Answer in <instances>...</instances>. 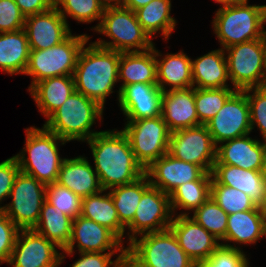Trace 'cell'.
<instances>
[{
    "instance_id": "cell-1",
    "label": "cell",
    "mask_w": 266,
    "mask_h": 267,
    "mask_svg": "<svg viewBox=\"0 0 266 267\" xmlns=\"http://www.w3.org/2000/svg\"><path fill=\"white\" fill-rule=\"evenodd\" d=\"M86 142L92 151L95 171L103 190L130 184L145 174L122 130L100 131Z\"/></svg>"
},
{
    "instance_id": "cell-2",
    "label": "cell",
    "mask_w": 266,
    "mask_h": 267,
    "mask_svg": "<svg viewBox=\"0 0 266 267\" xmlns=\"http://www.w3.org/2000/svg\"><path fill=\"white\" fill-rule=\"evenodd\" d=\"M82 47L74 71L75 91L104 108L107 96L119 82L120 52L105 49L93 42Z\"/></svg>"
},
{
    "instance_id": "cell-3",
    "label": "cell",
    "mask_w": 266,
    "mask_h": 267,
    "mask_svg": "<svg viewBox=\"0 0 266 267\" xmlns=\"http://www.w3.org/2000/svg\"><path fill=\"white\" fill-rule=\"evenodd\" d=\"M25 132V146L15 155L20 171L46 185L56 183L64 160L59 155L58 144L65 145L68 142L44 126L41 129L28 127Z\"/></svg>"
},
{
    "instance_id": "cell-4",
    "label": "cell",
    "mask_w": 266,
    "mask_h": 267,
    "mask_svg": "<svg viewBox=\"0 0 266 267\" xmlns=\"http://www.w3.org/2000/svg\"><path fill=\"white\" fill-rule=\"evenodd\" d=\"M104 108L83 94L74 91L67 100L56 109L43 126L61 139L87 141L96 133L91 127L95 121L102 120Z\"/></svg>"
},
{
    "instance_id": "cell-5",
    "label": "cell",
    "mask_w": 266,
    "mask_h": 267,
    "mask_svg": "<svg viewBox=\"0 0 266 267\" xmlns=\"http://www.w3.org/2000/svg\"><path fill=\"white\" fill-rule=\"evenodd\" d=\"M212 27L224 50L232 45L263 38L266 35L264 5H248V0L221 6Z\"/></svg>"
},
{
    "instance_id": "cell-6",
    "label": "cell",
    "mask_w": 266,
    "mask_h": 267,
    "mask_svg": "<svg viewBox=\"0 0 266 267\" xmlns=\"http://www.w3.org/2000/svg\"><path fill=\"white\" fill-rule=\"evenodd\" d=\"M111 41L99 40L93 43L99 47L117 52H142L154 46L149 35L138 22L136 13L123 6L105 8L100 23L92 27Z\"/></svg>"
},
{
    "instance_id": "cell-7",
    "label": "cell",
    "mask_w": 266,
    "mask_h": 267,
    "mask_svg": "<svg viewBox=\"0 0 266 267\" xmlns=\"http://www.w3.org/2000/svg\"><path fill=\"white\" fill-rule=\"evenodd\" d=\"M126 247V257L137 267H195L170 228L139 235Z\"/></svg>"
},
{
    "instance_id": "cell-8",
    "label": "cell",
    "mask_w": 266,
    "mask_h": 267,
    "mask_svg": "<svg viewBox=\"0 0 266 267\" xmlns=\"http://www.w3.org/2000/svg\"><path fill=\"white\" fill-rule=\"evenodd\" d=\"M87 34H70L59 44L43 49L30 50L25 75L32 77L28 91L39 81L55 76H73L79 53L89 41Z\"/></svg>"
},
{
    "instance_id": "cell-9",
    "label": "cell",
    "mask_w": 266,
    "mask_h": 267,
    "mask_svg": "<svg viewBox=\"0 0 266 267\" xmlns=\"http://www.w3.org/2000/svg\"><path fill=\"white\" fill-rule=\"evenodd\" d=\"M228 75L235 90L264 86L266 35L225 48Z\"/></svg>"
},
{
    "instance_id": "cell-10",
    "label": "cell",
    "mask_w": 266,
    "mask_h": 267,
    "mask_svg": "<svg viewBox=\"0 0 266 267\" xmlns=\"http://www.w3.org/2000/svg\"><path fill=\"white\" fill-rule=\"evenodd\" d=\"M126 123L122 131L129 139L136 161L144 170L168 153L171 132L162 115L127 120Z\"/></svg>"
},
{
    "instance_id": "cell-11",
    "label": "cell",
    "mask_w": 266,
    "mask_h": 267,
    "mask_svg": "<svg viewBox=\"0 0 266 267\" xmlns=\"http://www.w3.org/2000/svg\"><path fill=\"white\" fill-rule=\"evenodd\" d=\"M46 186L22 171L17 174L9 196L12 201L3 206V211L19 229L36 226L46 198Z\"/></svg>"
},
{
    "instance_id": "cell-12",
    "label": "cell",
    "mask_w": 266,
    "mask_h": 267,
    "mask_svg": "<svg viewBox=\"0 0 266 267\" xmlns=\"http://www.w3.org/2000/svg\"><path fill=\"white\" fill-rule=\"evenodd\" d=\"M216 150L211 134L205 125L172 132L168 153L176 159L193 163L211 173L216 161Z\"/></svg>"
},
{
    "instance_id": "cell-13",
    "label": "cell",
    "mask_w": 266,
    "mask_h": 267,
    "mask_svg": "<svg viewBox=\"0 0 266 267\" xmlns=\"http://www.w3.org/2000/svg\"><path fill=\"white\" fill-rule=\"evenodd\" d=\"M205 126L216 146L250 134V107L246 93L236 90Z\"/></svg>"
},
{
    "instance_id": "cell-14",
    "label": "cell",
    "mask_w": 266,
    "mask_h": 267,
    "mask_svg": "<svg viewBox=\"0 0 266 267\" xmlns=\"http://www.w3.org/2000/svg\"><path fill=\"white\" fill-rule=\"evenodd\" d=\"M172 218L169 195L150 186L143 193L133 220L126 226L130 231L127 241H132L138 235L168 229Z\"/></svg>"
},
{
    "instance_id": "cell-15",
    "label": "cell",
    "mask_w": 266,
    "mask_h": 267,
    "mask_svg": "<svg viewBox=\"0 0 266 267\" xmlns=\"http://www.w3.org/2000/svg\"><path fill=\"white\" fill-rule=\"evenodd\" d=\"M34 229H20L10 260L12 267H59L66 257Z\"/></svg>"
},
{
    "instance_id": "cell-16",
    "label": "cell",
    "mask_w": 266,
    "mask_h": 267,
    "mask_svg": "<svg viewBox=\"0 0 266 267\" xmlns=\"http://www.w3.org/2000/svg\"><path fill=\"white\" fill-rule=\"evenodd\" d=\"M114 232L93 220L76 217L72 222L71 239L67 247L62 250L68 256L74 253L77 246L80 252H119L126 254V247ZM77 243V245H75Z\"/></svg>"
},
{
    "instance_id": "cell-17",
    "label": "cell",
    "mask_w": 266,
    "mask_h": 267,
    "mask_svg": "<svg viewBox=\"0 0 266 267\" xmlns=\"http://www.w3.org/2000/svg\"><path fill=\"white\" fill-rule=\"evenodd\" d=\"M173 216L170 229L175 234L180 247L196 263L206 261L221 245L220 240L209 233L189 215Z\"/></svg>"
},
{
    "instance_id": "cell-18",
    "label": "cell",
    "mask_w": 266,
    "mask_h": 267,
    "mask_svg": "<svg viewBox=\"0 0 266 267\" xmlns=\"http://www.w3.org/2000/svg\"><path fill=\"white\" fill-rule=\"evenodd\" d=\"M162 97L157 83H135L123 86L117 98L126 120H139L161 116Z\"/></svg>"
},
{
    "instance_id": "cell-19",
    "label": "cell",
    "mask_w": 266,
    "mask_h": 267,
    "mask_svg": "<svg viewBox=\"0 0 266 267\" xmlns=\"http://www.w3.org/2000/svg\"><path fill=\"white\" fill-rule=\"evenodd\" d=\"M205 173L202 167L176 159L169 153L145 169L151 186L159 188L168 195L186 182L199 180Z\"/></svg>"
},
{
    "instance_id": "cell-20",
    "label": "cell",
    "mask_w": 266,
    "mask_h": 267,
    "mask_svg": "<svg viewBox=\"0 0 266 267\" xmlns=\"http://www.w3.org/2000/svg\"><path fill=\"white\" fill-rule=\"evenodd\" d=\"M26 32L30 50L51 48L64 41L71 29L55 6L50 10L25 17Z\"/></svg>"
},
{
    "instance_id": "cell-21",
    "label": "cell",
    "mask_w": 266,
    "mask_h": 267,
    "mask_svg": "<svg viewBox=\"0 0 266 267\" xmlns=\"http://www.w3.org/2000/svg\"><path fill=\"white\" fill-rule=\"evenodd\" d=\"M161 115L171 133L200 125L196 113L195 88L164 91Z\"/></svg>"
},
{
    "instance_id": "cell-22",
    "label": "cell",
    "mask_w": 266,
    "mask_h": 267,
    "mask_svg": "<svg viewBox=\"0 0 266 267\" xmlns=\"http://www.w3.org/2000/svg\"><path fill=\"white\" fill-rule=\"evenodd\" d=\"M211 184H221L246 193L258 206L264 200L265 174L262 171L214 163Z\"/></svg>"
},
{
    "instance_id": "cell-23",
    "label": "cell",
    "mask_w": 266,
    "mask_h": 267,
    "mask_svg": "<svg viewBox=\"0 0 266 267\" xmlns=\"http://www.w3.org/2000/svg\"><path fill=\"white\" fill-rule=\"evenodd\" d=\"M57 183L68 188L81 198L101 192L99 177L83 156L64 158Z\"/></svg>"
},
{
    "instance_id": "cell-24",
    "label": "cell",
    "mask_w": 266,
    "mask_h": 267,
    "mask_svg": "<svg viewBox=\"0 0 266 267\" xmlns=\"http://www.w3.org/2000/svg\"><path fill=\"white\" fill-rule=\"evenodd\" d=\"M215 163L262 171L261 142L249 137V134L225 141L217 146Z\"/></svg>"
},
{
    "instance_id": "cell-25",
    "label": "cell",
    "mask_w": 266,
    "mask_h": 267,
    "mask_svg": "<svg viewBox=\"0 0 266 267\" xmlns=\"http://www.w3.org/2000/svg\"><path fill=\"white\" fill-rule=\"evenodd\" d=\"M263 236H266V228L263 211L259 206L257 209L240 211L228 215L226 235L221 240L223 241L221 245L241 249L230 243L233 242L236 245L254 244Z\"/></svg>"
},
{
    "instance_id": "cell-26",
    "label": "cell",
    "mask_w": 266,
    "mask_h": 267,
    "mask_svg": "<svg viewBox=\"0 0 266 267\" xmlns=\"http://www.w3.org/2000/svg\"><path fill=\"white\" fill-rule=\"evenodd\" d=\"M162 54L155 48L157 63V85L164 92L172 89H187L193 87L191 58L179 51L167 53L162 59ZM169 86L166 88V86Z\"/></svg>"
},
{
    "instance_id": "cell-27",
    "label": "cell",
    "mask_w": 266,
    "mask_h": 267,
    "mask_svg": "<svg viewBox=\"0 0 266 267\" xmlns=\"http://www.w3.org/2000/svg\"><path fill=\"white\" fill-rule=\"evenodd\" d=\"M191 67L194 88L229 87L228 64L222 48L191 60Z\"/></svg>"
},
{
    "instance_id": "cell-28",
    "label": "cell",
    "mask_w": 266,
    "mask_h": 267,
    "mask_svg": "<svg viewBox=\"0 0 266 267\" xmlns=\"http://www.w3.org/2000/svg\"><path fill=\"white\" fill-rule=\"evenodd\" d=\"M119 81H123L119 90L128 84L157 83V63L155 59V44L151 49L142 52L120 53Z\"/></svg>"
},
{
    "instance_id": "cell-29",
    "label": "cell",
    "mask_w": 266,
    "mask_h": 267,
    "mask_svg": "<svg viewBox=\"0 0 266 267\" xmlns=\"http://www.w3.org/2000/svg\"><path fill=\"white\" fill-rule=\"evenodd\" d=\"M75 91L73 76H55L37 82L30 90L37 108L48 118Z\"/></svg>"
},
{
    "instance_id": "cell-30",
    "label": "cell",
    "mask_w": 266,
    "mask_h": 267,
    "mask_svg": "<svg viewBox=\"0 0 266 267\" xmlns=\"http://www.w3.org/2000/svg\"><path fill=\"white\" fill-rule=\"evenodd\" d=\"M30 47L24 29L0 33V69L10 75L24 74Z\"/></svg>"
},
{
    "instance_id": "cell-31",
    "label": "cell",
    "mask_w": 266,
    "mask_h": 267,
    "mask_svg": "<svg viewBox=\"0 0 266 267\" xmlns=\"http://www.w3.org/2000/svg\"><path fill=\"white\" fill-rule=\"evenodd\" d=\"M104 192L82 198L81 216L107 227L123 241L126 227L119 220L110 192Z\"/></svg>"
},
{
    "instance_id": "cell-32",
    "label": "cell",
    "mask_w": 266,
    "mask_h": 267,
    "mask_svg": "<svg viewBox=\"0 0 266 267\" xmlns=\"http://www.w3.org/2000/svg\"><path fill=\"white\" fill-rule=\"evenodd\" d=\"M72 222V218L45 200L33 229L55 243L60 250H64L71 239Z\"/></svg>"
},
{
    "instance_id": "cell-33",
    "label": "cell",
    "mask_w": 266,
    "mask_h": 267,
    "mask_svg": "<svg viewBox=\"0 0 266 267\" xmlns=\"http://www.w3.org/2000/svg\"><path fill=\"white\" fill-rule=\"evenodd\" d=\"M171 0H152L135 11L138 22L152 39L153 34H162L168 40L176 27V20L171 17Z\"/></svg>"
},
{
    "instance_id": "cell-34",
    "label": "cell",
    "mask_w": 266,
    "mask_h": 267,
    "mask_svg": "<svg viewBox=\"0 0 266 267\" xmlns=\"http://www.w3.org/2000/svg\"><path fill=\"white\" fill-rule=\"evenodd\" d=\"M212 181L211 173L206 172L199 180L190 181L178 186L170 195V206L173 216L176 209L187 212H180L179 215H189L198 209L209 197ZM188 211H190L188 213Z\"/></svg>"
},
{
    "instance_id": "cell-35",
    "label": "cell",
    "mask_w": 266,
    "mask_h": 267,
    "mask_svg": "<svg viewBox=\"0 0 266 267\" xmlns=\"http://www.w3.org/2000/svg\"><path fill=\"white\" fill-rule=\"evenodd\" d=\"M151 186L146 174L135 182L116 186L109 190L120 222L126 227L134 218L143 193Z\"/></svg>"
},
{
    "instance_id": "cell-36",
    "label": "cell",
    "mask_w": 266,
    "mask_h": 267,
    "mask_svg": "<svg viewBox=\"0 0 266 267\" xmlns=\"http://www.w3.org/2000/svg\"><path fill=\"white\" fill-rule=\"evenodd\" d=\"M235 91L232 87L195 88L196 113L200 125L211 120Z\"/></svg>"
},
{
    "instance_id": "cell-37",
    "label": "cell",
    "mask_w": 266,
    "mask_h": 267,
    "mask_svg": "<svg viewBox=\"0 0 266 267\" xmlns=\"http://www.w3.org/2000/svg\"><path fill=\"white\" fill-rule=\"evenodd\" d=\"M210 197L228 214L257 209L259 206L243 191L233 187L211 184Z\"/></svg>"
},
{
    "instance_id": "cell-38",
    "label": "cell",
    "mask_w": 266,
    "mask_h": 267,
    "mask_svg": "<svg viewBox=\"0 0 266 267\" xmlns=\"http://www.w3.org/2000/svg\"><path fill=\"white\" fill-rule=\"evenodd\" d=\"M54 6L67 23L69 16L78 23H91L95 20L100 23L105 10L99 0H54Z\"/></svg>"
},
{
    "instance_id": "cell-39",
    "label": "cell",
    "mask_w": 266,
    "mask_h": 267,
    "mask_svg": "<svg viewBox=\"0 0 266 267\" xmlns=\"http://www.w3.org/2000/svg\"><path fill=\"white\" fill-rule=\"evenodd\" d=\"M218 240L226 235L228 214L209 197L191 216Z\"/></svg>"
},
{
    "instance_id": "cell-40",
    "label": "cell",
    "mask_w": 266,
    "mask_h": 267,
    "mask_svg": "<svg viewBox=\"0 0 266 267\" xmlns=\"http://www.w3.org/2000/svg\"><path fill=\"white\" fill-rule=\"evenodd\" d=\"M45 200L73 220L81 215L82 198L57 182L47 184Z\"/></svg>"
},
{
    "instance_id": "cell-41",
    "label": "cell",
    "mask_w": 266,
    "mask_h": 267,
    "mask_svg": "<svg viewBox=\"0 0 266 267\" xmlns=\"http://www.w3.org/2000/svg\"><path fill=\"white\" fill-rule=\"evenodd\" d=\"M250 107L251 129L257 126L262 138H266V86L243 90Z\"/></svg>"
},
{
    "instance_id": "cell-42",
    "label": "cell",
    "mask_w": 266,
    "mask_h": 267,
    "mask_svg": "<svg viewBox=\"0 0 266 267\" xmlns=\"http://www.w3.org/2000/svg\"><path fill=\"white\" fill-rule=\"evenodd\" d=\"M249 260L242 249L220 245L200 267H249Z\"/></svg>"
},
{
    "instance_id": "cell-43",
    "label": "cell",
    "mask_w": 266,
    "mask_h": 267,
    "mask_svg": "<svg viewBox=\"0 0 266 267\" xmlns=\"http://www.w3.org/2000/svg\"><path fill=\"white\" fill-rule=\"evenodd\" d=\"M20 229L0 210V265L8 263Z\"/></svg>"
},
{
    "instance_id": "cell-44",
    "label": "cell",
    "mask_w": 266,
    "mask_h": 267,
    "mask_svg": "<svg viewBox=\"0 0 266 267\" xmlns=\"http://www.w3.org/2000/svg\"><path fill=\"white\" fill-rule=\"evenodd\" d=\"M25 16L14 0H0V33L24 28Z\"/></svg>"
},
{
    "instance_id": "cell-45",
    "label": "cell",
    "mask_w": 266,
    "mask_h": 267,
    "mask_svg": "<svg viewBox=\"0 0 266 267\" xmlns=\"http://www.w3.org/2000/svg\"><path fill=\"white\" fill-rule=\"evenodd\" d=\"M115 253L118 252H80V258L71 267H119L126 254H118L112 261Z\"/></svg>"
},
{
    "instance_id": "cell-46",
    "label": "cell",
    "mask_w": 266,
    "mask_h": 267,
    "mask_svg": "<svg viewBox=\"0 0 266 267\" xmlns=\"http://www.w3.org/2000/svg\"><path fill=\"white\" fill-rule=\"evenodd\" d=\"M20 168L15 156H12L0 163V204L2 200L9 198L15 178L19 173ZM0 210L3 206L0 205Z\"/></svg>"
},
{
    "instance_id": "cell-47",
    "label": "cell",
    "mask_w": 266,
    "mask_h": 267,
    "mask_svg": "<svg viewBox=\"0 0 266 267\" xmlns=\"http://www.w3.org/2000/svg\"><path fill=\"white\" fill-rule=\"evenodd\" d=\"M21 13L28 17L30 15L44 13L54 6V0H14Z\"/></svg>"
},
{
    "instance_id": "cell-48",
    "label": "cell",
    "mask_w": 266,
    "mask_h": 267,
    "mask_svg": "<svg viewBox=\"0 0 266 267\" xmlns=\"http://www.w3.org/2000/svg\"><path fill=\"white\" fill-rule=\"evenodd\" d=\"M150 1L152 0H123L122 6L135 12L137 9L147 5Z\"/></svg>"
},
{
    "instance_id": "cell-49",
    "label": "cell",
    "mask_w": 266,
    "mask_h": 267,
    "mask_svg": "<svg viewBox=\"0 0 266 267\" xmlns=\"http://www.w3.org/2000/svg\"><path fill=\"white\" fill-rule=\"evenodd\" d=\"M104 8L108 7H120L123 4V0H99Z\"/></svg>"
},
{
    "instance_id": "cell-50",
    "label": "cell",
    "mask_w": 266,
    "mask_h": 267,
    "mask_svg": "<svg viewBox=\"0 0 266 267\" xmlns=\"http://www.w3.org/2000/svg\"><path fill=\"white\" fill-rule=\"evenodd\" d=\"M260 142L262 147V158H263L262 172L266 175V138H263V140Z\"/></svg>"
},
{
    "instance_id": "cell-51",
    "label": "cell",
    "mask_w": 266,
    "mask_h": 267,
    "mask_svg": "<svg viewBox=\"0 0 266 267\" xmlns=\"http://www.w3.org/2000/svg\"><path fill=\"white\" fill-rule=\"evenodd\" d=\"M214 1L217 2L218 4H221L222 6H225V5H233L236 3H242L247 0H214Z\"/></svg>"
},
{
    "instance_id": "cell-52",
    "label": "cell",
    "mask_w": 266,
    "mask_h": 267,
    "mask_svg": "<svg viewBox=\"0 0 266 267\" xmlns=\"http://www.w3.org/2000/svg\"><path fill=\"white\" fill-rule=\"evenodd\" d=\"M119 267H137L127 257H125Z\"/></svg>"
},
{
    "instance_id": "cell-53",
    "label": "cell",
    "mask_w": 266,
    "mask_h": 267,
    "mask_svg": "<svg viewBox=\"0 0 266 267\" xmlns=\"http://www.w3.org/2000/svg\"><path fill=\"white\" fill-rule=\"evenodd\" d=\"M260 207H266V175H265L264 200L261 203Z\"/></svg>"
},
{
    "instance_id": "cell-54",
    "label": "cell",
    "mask_w": 266,
    "mask_h": 267,
    "mask_svg": "<svg viewBox=\"0 0 266 267\" xmlns=\"http://www.w3.org/2000/svg\"><path fill=\"white\" fill-rule=\"evenodd\" d=\"M264 86H266V51H265V60H264Z\"/></svg>"
},
{
    "instance_id": "cell-55",
    "label": "cell",
    "mask_w": 266,
    "mask_h": 267,
    "mask_svg": "<svg viewBox=\"0 0 266 267\" xmlns=\"http://www.w3.org/2000/svg\"><path fill=\"white\" fill-rule=\"evenodd\" d=\"M263 211V216H264V222H265V228H266V207H260Z\"/></svg>"
},
{
    "instance_id": "cell-56",
    "label": "cell",
    "mask_w": 266,
    "mask_h": 267,
    "mask_svg": "<svg viewBox=\"0 0 266 267\" xmlns=\"http://www.w3.org/2000/svg\"><path fill=\"white\" fill-rule=\"evenodd\" d=\"M264 16H265V24H266V5H264Z\"/></svg>"
}]
</instances>
